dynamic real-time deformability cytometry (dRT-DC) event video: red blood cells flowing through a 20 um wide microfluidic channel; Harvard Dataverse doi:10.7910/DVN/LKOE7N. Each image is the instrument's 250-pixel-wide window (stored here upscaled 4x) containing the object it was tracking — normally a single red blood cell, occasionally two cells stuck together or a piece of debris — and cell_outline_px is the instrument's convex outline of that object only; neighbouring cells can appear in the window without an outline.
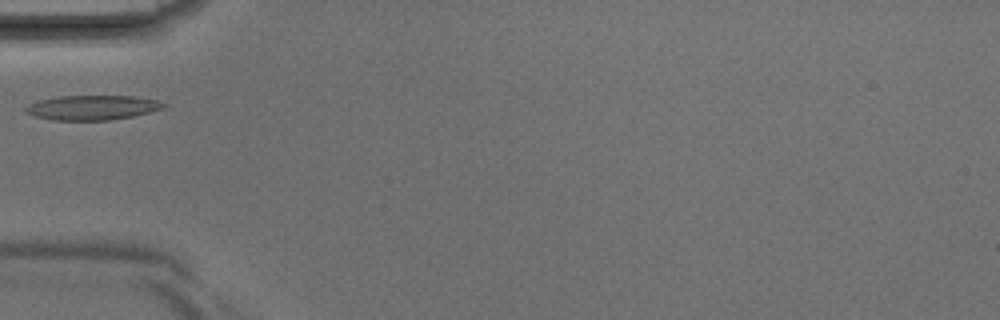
{"species": "Egyptian fruit bat (a non-hibernating species)", "species_latin": "Rousettus aegyptiacus", "temperature_condition": "room temperature", "stored_images_in_passage": 2, "camera_frame_rate_fps": 3000, "um_per_image_px": 0.085, "animal": {"sex": "male"}, "frame": {"image": 1, "passage_image": 2, "time_ms": 0.333, "image_size_px": [1000, 320], "cell_outline_px": [[168, 104], [164, 108], [132, 116], [112, 120], [52, 120], [36, 116], [24, 112], [24, 108], [28, 104], [40, 100], [56, 96], [132, 96], [156, 100]], "centroid_in_image_um": [7.82, 9.14], "position_along_channel_um": 77.2, "area_um2": 19.77}}